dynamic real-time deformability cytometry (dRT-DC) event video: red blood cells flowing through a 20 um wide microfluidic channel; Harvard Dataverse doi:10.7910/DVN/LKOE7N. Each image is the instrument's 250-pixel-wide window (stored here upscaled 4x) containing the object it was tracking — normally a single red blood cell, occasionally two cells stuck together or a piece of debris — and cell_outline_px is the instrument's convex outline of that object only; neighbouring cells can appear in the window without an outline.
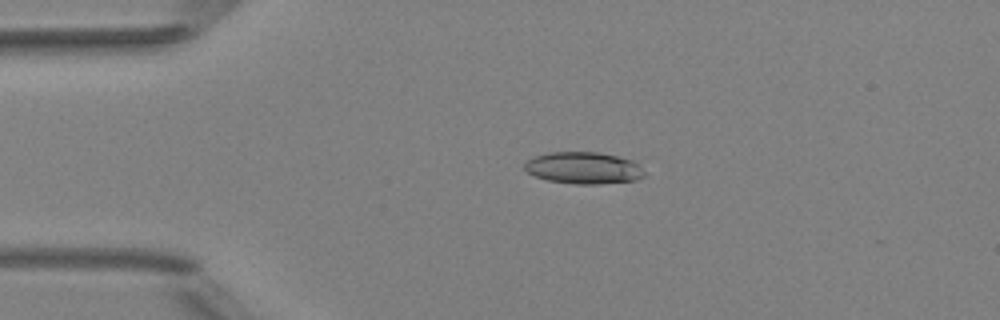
{"species": "Egyptian fruit bat (a non-hibernating species)", "species_latin": "Rousettus aegyptiacus", "temperature_condition": "room temperature", "stored_images_in_passage": 3, "camera_frame_rate_fps": 3000, "um_per_image_px": 0.085, "animal": {"sex": "female"}, "frame": {"image": 1, "passage_image": 2, "time_ms": 1.333, "image_size_px": [1000, 320], "cell_outline_px": [[644, 176], [636, 180], [600, 184], [576, 184], [548, 180], [536, 176], [528, 172], [524, 168], [524, 164], [532, 156], [548, 152], [596, 152], [616, 156], [632, 160], [644, 172]], "centroid_in_image_um": [49.57, 14.27], "position_along_channel_um": 35.4, "area_um2": 22.08}}